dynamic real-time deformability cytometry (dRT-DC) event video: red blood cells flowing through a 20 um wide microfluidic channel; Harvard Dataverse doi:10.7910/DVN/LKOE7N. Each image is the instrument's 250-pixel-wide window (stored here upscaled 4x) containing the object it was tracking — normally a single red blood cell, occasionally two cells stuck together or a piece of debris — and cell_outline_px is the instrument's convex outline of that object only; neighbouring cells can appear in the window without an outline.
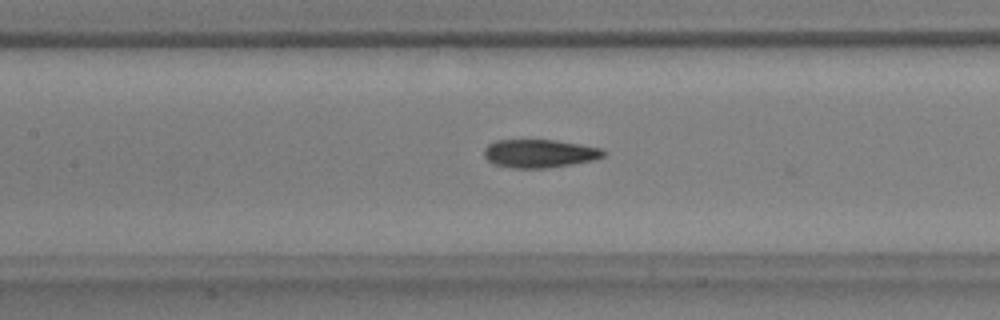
{"species": "common noctule bat (a hibernating species)", "species_latin": "Nyctalus noctula", "temperature_condition": "warm", "stored_images_in_passage": 21, "camera_frame_rate_fps": 3000, "um_per_image_px": 0.085, "animal": {"sex": "male", "body_mass_g": 17.9, "forearm_length_mm": 54.2}, "frame": {"image": 1, "passage_image": 7, "time_ms": 2.0, "image_size_px": [1000, 320], "cell_outline_px": [[608, 152], [604, 156], [592, 160], [572, 164], [544, 168], [512, 168], [492, 164], [484, 156], [484, 148], [488, 144], [496, 140], [556, 140], [604, 148]], "centroid_in_image_um": [45.87, 13.04], "position_along_channel_um": 161.5, "area_um2": 19.83}}